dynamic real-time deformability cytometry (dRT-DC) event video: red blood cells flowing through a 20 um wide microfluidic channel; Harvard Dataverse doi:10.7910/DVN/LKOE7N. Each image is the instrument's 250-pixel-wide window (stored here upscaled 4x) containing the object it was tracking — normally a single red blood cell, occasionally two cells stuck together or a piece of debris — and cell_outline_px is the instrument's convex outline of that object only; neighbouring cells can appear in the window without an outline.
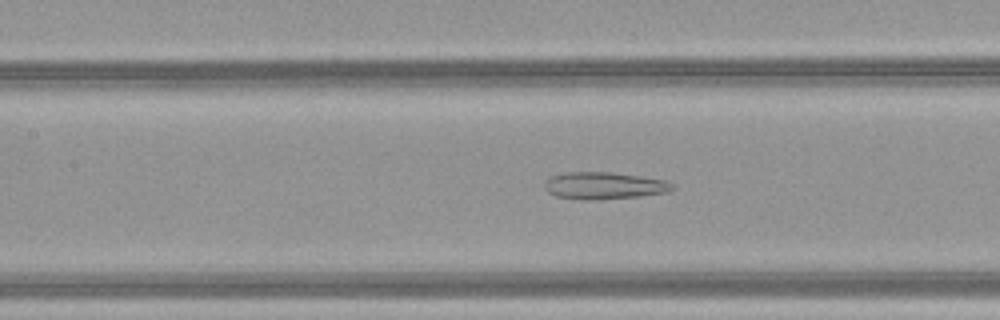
{"species": "common noctule bat (a hibernating species)", "species_latin": "Nyctalus noctula", "temperature_condition": "warm", "stored_images_in_passage": 43, "camera_frame_rate_fps": 3000, "um_per_image_px": 0.085, "animal": {"sex": "female", "body_mass_g": 21.9}, "frame": {"image": 1, "passage_image": 17, "time_ms": 5.333, "image_size_px": [1000, 320], "cell_outline_px": [[676, 188], [668, 192], [636, 196], [592, 200], [580, 200], [556, 196], [548, 192], [544, 188], [544, 180], [548, 176], [564, 172], [612, 172], [668, 180]], "centroid_in_image_um": [51.3, 15.77], "position_along_channel_um": 156.1, "area_um2": 20.4}}
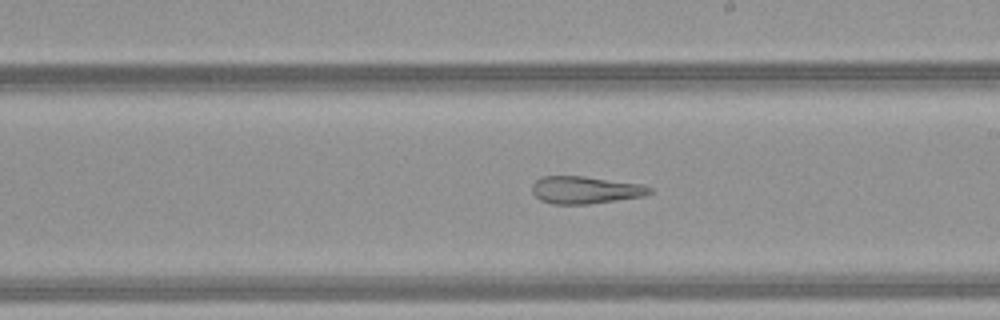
{"frame": {"image": 2, "passage_image": 23, "time_ms": 7.333, "image_size_px": [1000, 320], "cell_outline_px": [[652, 192], [644, 196], [588, 204], [552, 204], [540, 200], [532, 192], [532, 184], [540, 176], [584, 176], [644, 184], [652, 188]], "centroid_in_image_um": [49.75, 16.14], "position_along_channel_um": 239.2, "area_um2": 18.9}}
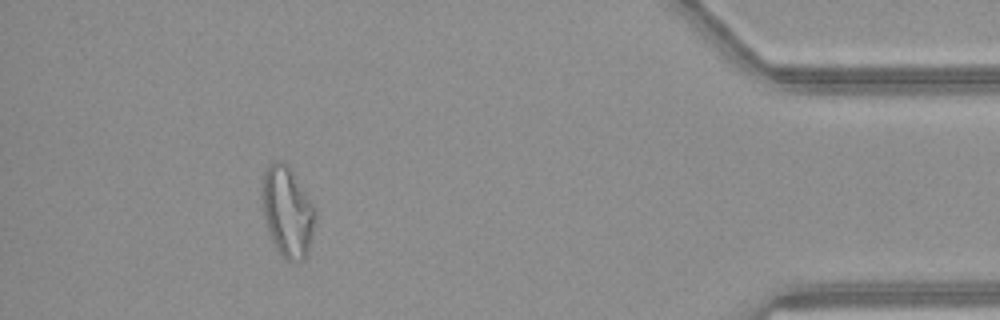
{"frame": {"image": 3, "passage_image": 39, "time_ms": 12.667, "image_size_px": [1000, 320], "cell_outline_px": [[316, 220], [308, 252], [304, 260], [296, 264], [284, 260], [276, 248], [272, 240], [264, 216], [260, 192], [260, 188], [264, 172], [268, 164], [272, 160], [280, 160], [292, 172], [312, 204], [316, 212]], "centroid_in_image_um": [24.41, 18.04], "position_along_channel_um": 410.8, "area_um2": 28.15}, "authors_computed_cell_mechanics": {"area_um2": 24.9696, "velocity_mm_per_s": 4.1707, "shape_relaxation_time_tau1_ms": null, "shape_relaxation_time_tau2_ms": 3.1098, "deformation_change_tau1": null, "deformation_change_tau2": 0.1586}}